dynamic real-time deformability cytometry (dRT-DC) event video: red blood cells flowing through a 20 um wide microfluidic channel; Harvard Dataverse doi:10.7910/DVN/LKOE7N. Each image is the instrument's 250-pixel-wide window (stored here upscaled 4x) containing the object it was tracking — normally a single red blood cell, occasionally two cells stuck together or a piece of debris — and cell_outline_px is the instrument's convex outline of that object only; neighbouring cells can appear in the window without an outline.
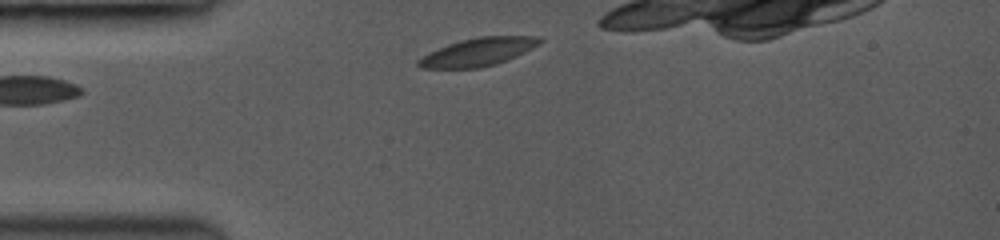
{"species": "common noctule bat (a hibernating species)", "species_latin": "Nyctalus noctula", "temperature_condition": "room temperature", "stored_images_in_passage": 2, "camera_frame_rate_fps": 3000, "um_per_image_px": 0.085, "animal": {"sex": "female", "body_mass_g": 19.0, "forearm_length_mm": 53.3}, "frame": {"image": 1, "passage_image": 2, "time_ms": 0.667, "image_size_px": [1000, 240], "cell_outline_px": [[544, 40], [540, 44], [516, 56], [496, 64], [480, 68], [420, 68], [416, 64], [416, 60], [428, 52], [448, 44], [460, 40], [480, 36], [540, 36]], "centroid_in_image_um": [40.62, 4.41], "position_along_channel_um": 44.4, "area_um2": 19.94}}